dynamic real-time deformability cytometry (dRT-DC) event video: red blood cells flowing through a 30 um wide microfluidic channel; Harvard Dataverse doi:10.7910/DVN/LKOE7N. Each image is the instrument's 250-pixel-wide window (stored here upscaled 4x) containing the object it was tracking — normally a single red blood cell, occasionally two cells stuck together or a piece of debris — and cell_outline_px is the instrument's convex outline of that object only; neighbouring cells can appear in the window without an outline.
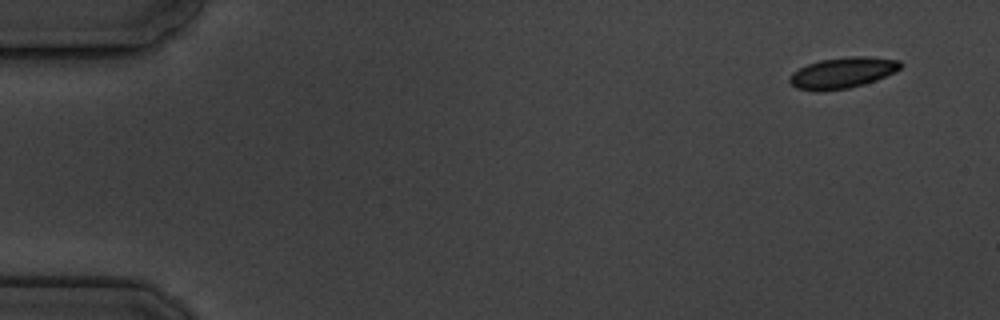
{"species": "common noctule bat (a hibernating species)", "species_latin": "Nyctalus noctula", "temperature_condition": "cold", "stored_images_in_passage": 4, "camera_frame_rate_fps": 3000, "um_per_image_px": 0.085, "animal": {"sex": "male", "body_mass_g": 19.5, "forearm_length_mm": 54.6}, "frame": {"image": 1, "passage_image": 1, "time_ms": 0.0, "image_size_px": [1000, 320], "cell_outline_px": [[904, 64], [900, 68], [876, 80], [864, 84], [848, 88], [796, 88], [788, 80], [788, 76], [792, 72], [808, 64], [820, 60], [848, 56], [868, 56], [900, 60]], "centroid_in_image_um": [71.66, 6.13], "position_along_channel_um": 13.3, "area_um2": 19.31}}